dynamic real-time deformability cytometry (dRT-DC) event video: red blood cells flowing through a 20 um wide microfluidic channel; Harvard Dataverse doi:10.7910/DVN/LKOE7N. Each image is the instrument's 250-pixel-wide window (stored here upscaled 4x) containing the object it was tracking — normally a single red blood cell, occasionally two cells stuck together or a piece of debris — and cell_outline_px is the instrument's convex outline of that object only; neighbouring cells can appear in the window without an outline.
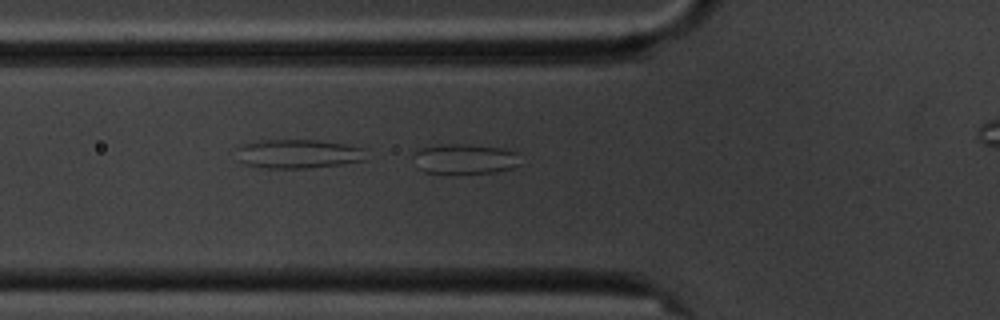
{"species": "common noctule bat (a hibernating species)", "species_latin": "Nyctalus noctula", "temperature_condition": "cold", "stored_images_in_passage": 3, "segment_of_instrument_passage": [1, 2], "camera_frame_rate_fps": 3000, "um_per_image_px": 0.085, "animal": {"sex": "male", "body_mass_g": 20.1, "forearm_length_mm": 53.5}, "frame": {"image": 1, "passage_image": 2, "time_ms": 1.0, "image_size_px": [1000, 320], "cell_outline_px": [[520, 164], [512, 168], [496, 172], [456, 176], [424, 172], [416, 168], [416, 148], [440, 144], [468, 144], [504, 148], [516, 152]], "centroid_in_image_um": [39.48, 13.55], "position_along_channel_um": 86.3, "area_um2": 19.59}}